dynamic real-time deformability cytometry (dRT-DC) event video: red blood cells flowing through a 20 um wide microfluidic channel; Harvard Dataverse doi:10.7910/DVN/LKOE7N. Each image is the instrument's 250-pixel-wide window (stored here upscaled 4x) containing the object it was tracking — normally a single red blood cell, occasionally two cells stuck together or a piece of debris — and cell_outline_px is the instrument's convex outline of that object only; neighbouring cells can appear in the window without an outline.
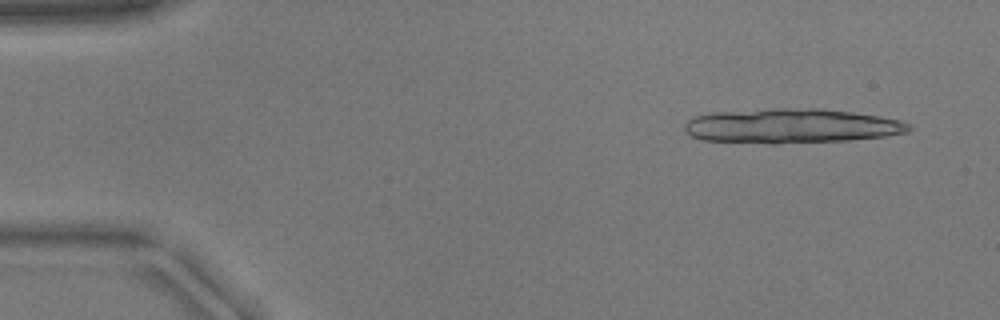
{"species": "common noctule bat (a hibernating species)", "species_latin": "Nyctalus noctula", "temperature_condition": "warm", "stored_images_in_passage": 9, "camera_frame_rate_fps": 3000, "um_per_image_px": 0.085, "animal": {"sex": "male", "body_mass_g": 17.9}, "frame": {"image": 1, "passage_image": 1, "time_ms": 0.0, "image_size_px": [1000, 320], "cell_outline_px": [[912, 128], [908, 132], [884, 136], [848, 140], [776, 144], [768, 144], [700, 140], [684, 132], [684, 124], [692, 116], [712, 112], [772, 108], [820, 108], [852, 112], [880, 116], [900, 120], [908, 124]], "centroid_in_image_um": [67.19, 10.7], "position_along_channel_um": 17.8, "area_um2": 45.78}}